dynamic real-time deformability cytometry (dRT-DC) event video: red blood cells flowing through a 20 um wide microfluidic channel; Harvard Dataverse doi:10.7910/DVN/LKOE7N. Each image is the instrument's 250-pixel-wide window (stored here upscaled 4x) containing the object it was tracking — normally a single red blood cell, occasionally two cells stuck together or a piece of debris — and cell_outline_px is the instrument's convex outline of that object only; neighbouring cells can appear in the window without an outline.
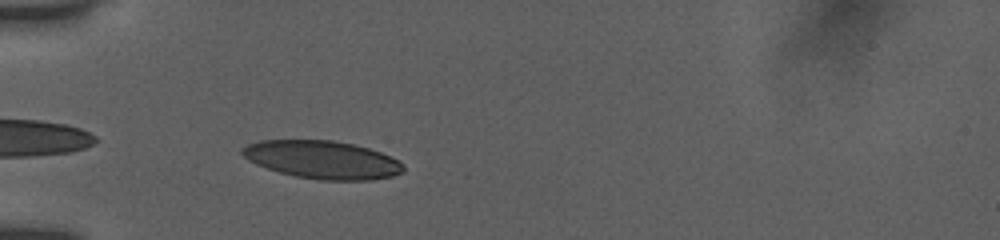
{"species": "human", "species_latin": "Homo sapiens", "temperature_condition": "room temperature", "stored_images_in_passage": 38, "camera_frame_rate_fps": 3000, "um_per_image_px": 0.085, "donor": {"sex": "female"}, "frame": {"image": 1, "passage_image": 2, "time_ms": 0.333, "image_size_px": [1000, 240], "cell_outline_px": [[404, 172], [392, 176], [372, 180], [320, 180], [296, 176], [280, 172], [256, 164], [248, 160], [240, 152], [240, 148], [248, 144], [260, 140], [332, 140], [352, 144], [368, 148], [380, 152], [404, 164]], "centroid_in_image_um": [27.39, 13.57], "position_along_channel_um": 57.6, "area_um2": 35.55}}
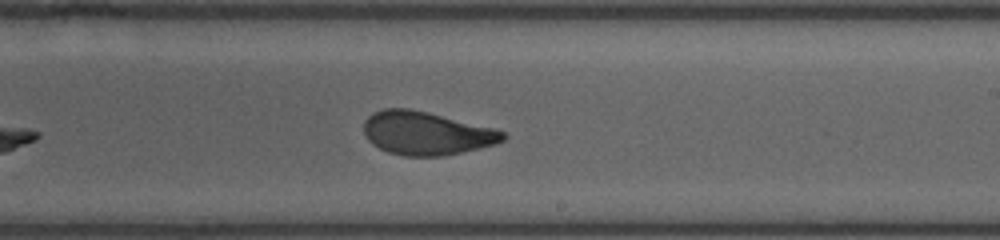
{"frame": {"image": 2, "passage_image": 18, "time_ms": 5.667, "image_size_px": [1000, 240], "cell_outline_px": [[508, 136], [504, 140], [480, 148], [444, 156], [404, 156], [388, 152], [372, 144], [368, 140], [364, 132], [364, 120], [372, 112], [384, 108], [408, 108], [428, 112], [496, 128], [504, 132]], "centroid_in_image_um": [36.23, 11.32], "position_along_channel_um": 252.8, "area_um2": 35.32}}
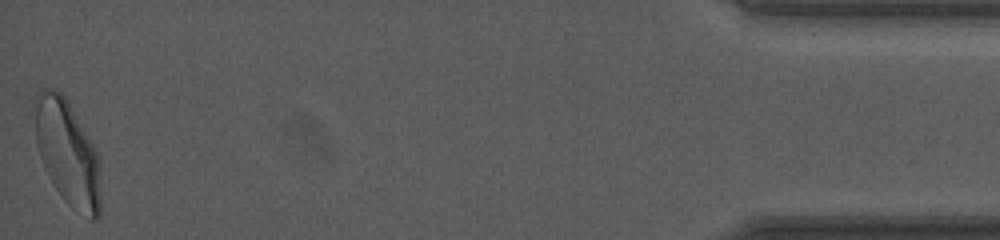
{"frame": {"image": 3, "passage_image": 38, "time_ms": 12.333, "image_size_px": [1000, 240], "cell_outline_px": [[100, 216], [96, 220], [92, 220], [72, 208], [64, 200], [52, 184], [44, 168], [36, 144], [32, 104], [32, 100], [36, 92], [44, 88], [52, 88], [60, 92], [64, 96], [92, 144], [96, 152], [100, 196]], "centroid_in_image_um": [5.66, 12.97], "position_along_channel_um": 429.5, "area_um2": 40.23}, "authors_computed_cell_mechanics": {"area_um2": 36.125, "velocity_mm_per_s": 3.8853, "shape_relaxation_time_tau1_ms": 4.8493, "shape_relaxation_time_tau2_ms": 0.9462, "deformation_change_tau1": 0.1667, "deformation_change_tau2": 0.0722}}